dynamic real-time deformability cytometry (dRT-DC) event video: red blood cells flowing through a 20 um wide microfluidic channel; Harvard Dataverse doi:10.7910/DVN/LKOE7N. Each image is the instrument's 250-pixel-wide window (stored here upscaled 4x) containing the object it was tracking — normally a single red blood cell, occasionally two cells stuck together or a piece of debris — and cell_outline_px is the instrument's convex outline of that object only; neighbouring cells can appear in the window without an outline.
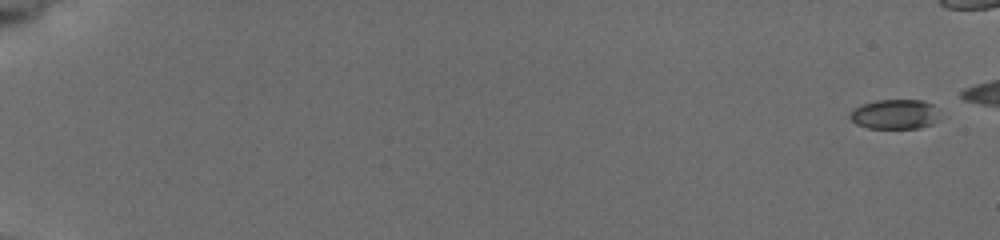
{"species": "common noctule bat (a hibernating species)", "species_latin": "Nyctalus noctula", "temperature_condition": "cold", "stored_images_in_passage": 10, "camera_frame_rate_fps": 3000, "um_per_image_px": 0.085, "animal": {"sex": "female", "body_mass_g": 19.5, "forearm_length_mm": 54.1}, "frame": {"image": 1, "passage_image": 1, "time_ms": 0.0, "image_size_px": [1000, 240], "cell_outline_px": [[932, 124], [920, 128], [868, 128], [856, 124], [848, 116], [856, 108], [864, 104], [876, 100], [920, 100], [932, 104]], "centroid_in_image_um": [75.94, 9.72], "position_along_channel_um": 9.1, "area_um2": 14.8}}